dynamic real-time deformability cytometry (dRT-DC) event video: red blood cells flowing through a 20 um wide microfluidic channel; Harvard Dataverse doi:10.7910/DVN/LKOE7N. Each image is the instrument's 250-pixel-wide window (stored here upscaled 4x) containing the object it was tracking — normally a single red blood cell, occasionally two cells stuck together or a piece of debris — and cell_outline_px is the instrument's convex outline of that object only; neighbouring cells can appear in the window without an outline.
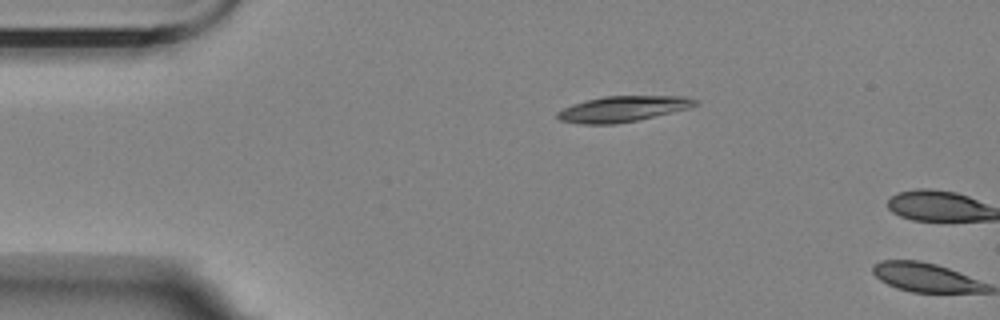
{"species": "Egyptian fruit bat (a non-hibernating species)", "species_latin": "Rousettus aegyptiacus", "temperature_condition": "room temperature", "stored_images_in_passage": 3, "camera_frame_rate_fps": 3000, "um_per_image_px": 0.085, "animal": {"sex": "female"}, "frame": {"image": 1, "passage_image": 3, "time_ms": 2.333, "image_size_px": [1000, 320], "cell_outline_px": [[700, 104], [688, 108], [636, 120], [612, 124], [580, 124], [560, 120], [556, 116], [556, 112], [564, 108], [588, 100], [604, 96], [688, 96], [700, 100]], "centroid_in_image_um": [52.99, 9.25], "position_along_channel_um": 32.0, "area_um2": 20.4}}